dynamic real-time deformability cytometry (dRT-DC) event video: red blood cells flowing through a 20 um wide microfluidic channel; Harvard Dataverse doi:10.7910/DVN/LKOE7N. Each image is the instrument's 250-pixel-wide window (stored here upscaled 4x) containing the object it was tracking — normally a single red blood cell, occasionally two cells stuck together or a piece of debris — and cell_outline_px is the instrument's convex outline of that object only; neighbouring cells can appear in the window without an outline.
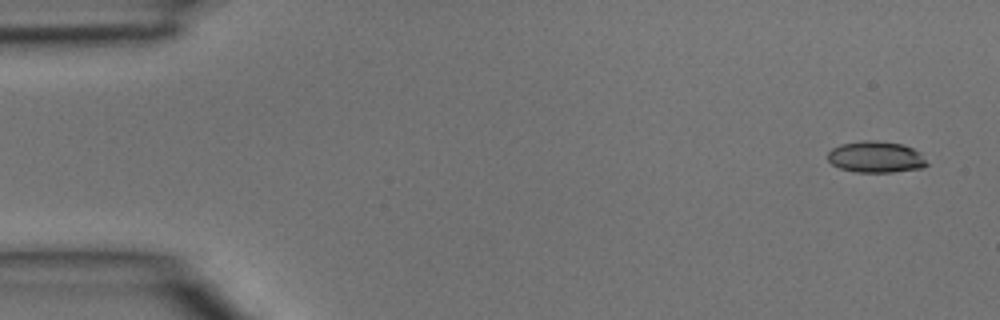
{"species": "common noctule bat (a hibernating species)", "species_latin": "Nyctalus noctula", "temperature_condition": "room temperature", "stored_images_in_passage": 4, "camera_frame_rate_fps": 3000, "um_per_image_px": 0.085, "animal": {"sex": "male", "body_mass_g": 15.6}, "frame": {"image": 1, "passage_image": 1, "time_ms": 0.0, "image_size_px": [1000, 320], "cell_outline_px": [[928, 164], [924, 168], [892, 172], [856, 172], [840, 168], [832, 164], [828, 160], [828, 152], [832, 148], [840, 144], [864, 140], [876, 140], [900, 144], [912, 148], [920, 152]], "centroid_in_image_um": [74.44, 13.34], "position_along_channel_um": 10.6, "area_um2": 18.15}}
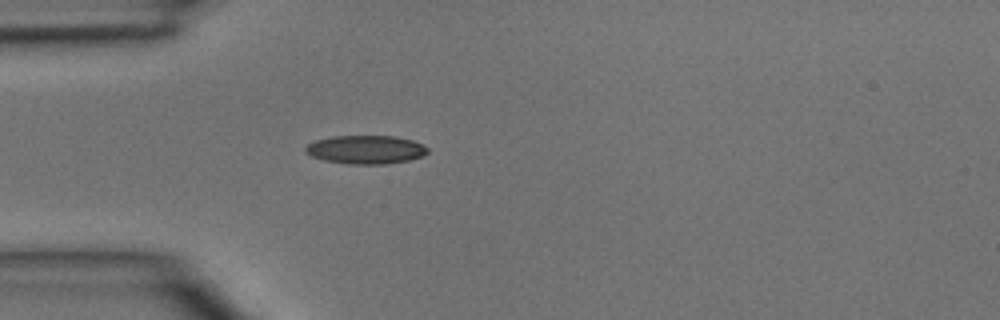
{"frame": {"image": 2, "passage_image": 4, "time_ms": 1.0, "image_size_px": [1000, 320], "cell_outline_px": [[428, 152], [424, 156], [408, 160], [384, 164], [348, 164], [324, 160], [312, 156], [304, 152], [304, 148], [308, 144], [316, 140], [332, 136], [396, 136], [412, 140], [428, 148]], "centroid_in_image_um": [31.08, 12.71], "position_along_channel_um": 53.9, "area_um2": 20.29}}